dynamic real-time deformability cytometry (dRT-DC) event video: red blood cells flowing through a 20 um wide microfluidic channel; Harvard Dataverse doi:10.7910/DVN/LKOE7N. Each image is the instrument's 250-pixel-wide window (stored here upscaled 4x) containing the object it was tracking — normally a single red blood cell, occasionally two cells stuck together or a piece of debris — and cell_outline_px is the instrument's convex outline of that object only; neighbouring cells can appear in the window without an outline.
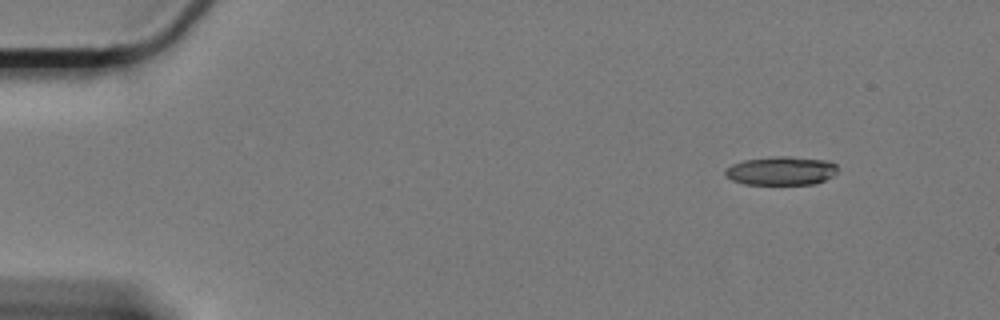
{"species": "Egyptian fruit bat (a non-hibernating species)", "species_latin": "Rousettus aegyptiacus", "temperature_condition": "cold", "stored_images_in_passage": 55, "camera_frame_rate_fps": 3000, "um_per_image_px": 0.085, "animal": {"sex": "female"}, "frame": {"image": 1, "passage_image": 1, "time_ms": 0.0, "image_size_px": [1000, 320], "cell_outline_px": [[836, 172], [832, 176], [816, 184], [744, 184], [732, 180], [724, 176], [724, 172], [732, 164], [744, 160], [772, 156], [788, 156], [828, 160], [836, 164]], "centroid_in_image_um": [66.39, 14.51], "position_along_channel_um": 18.6, "area_um2": 18.84}}
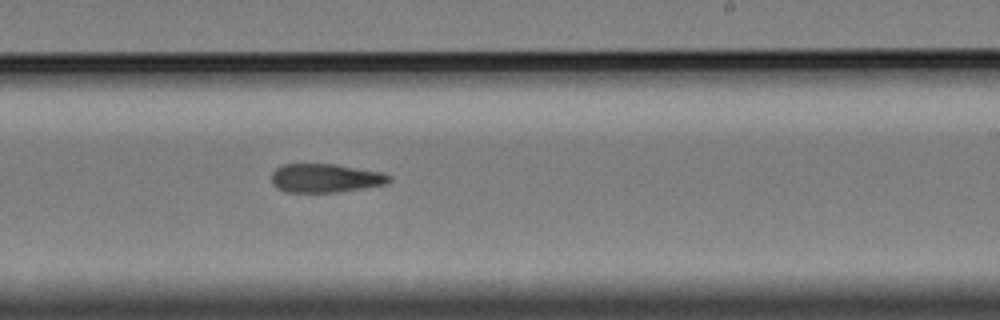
{"frame": {"image": 2, "passage_image": 32, "time_ms": 10.333, "image_size_px": [1000, 320], "cell_outline_px": [[392, 180], [384, 184], [364, 188], [336, 192], [284, 192], [276, 188], [272, 184], [272, 172], [276, 168], [284, 164], [332, 164], [380, 172], [392, 176]], "centroid_in_image_um": [27.62, 15.15], "position_along_channel_um": 261.4, "area_um2": 19.59}}
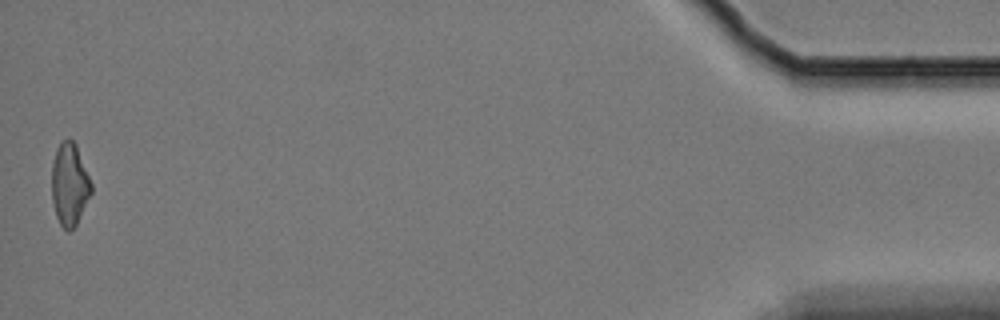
{"frame": {"image": 3, "passage_image": 55, "time_ms": 18.0, "image_size_px": [1000, 320], "cell_outline_px": [[92, 192], [76, 224], [68, 232], [60, 224], [56, 216], [52, 200], [52, 164], [56, 148], [64, 140], [72, 140], [76, 144], [92, 184]], "centroid_in_image_um": [5.91, 15.67], "position_along_channel_um": 429.3, "area_um2": 18.79}, "authors_computed_cell_mechanics": {"area_um2": 20.1722, "velocity_mm_per_s": 3.3073, "shape_relaxation_time_tau1_ms": null, "shape_relaxation_time_tau2_ms": 10.0218, "deformation_change_tau1": null, "deformation_change_tau2": 0.2109}}